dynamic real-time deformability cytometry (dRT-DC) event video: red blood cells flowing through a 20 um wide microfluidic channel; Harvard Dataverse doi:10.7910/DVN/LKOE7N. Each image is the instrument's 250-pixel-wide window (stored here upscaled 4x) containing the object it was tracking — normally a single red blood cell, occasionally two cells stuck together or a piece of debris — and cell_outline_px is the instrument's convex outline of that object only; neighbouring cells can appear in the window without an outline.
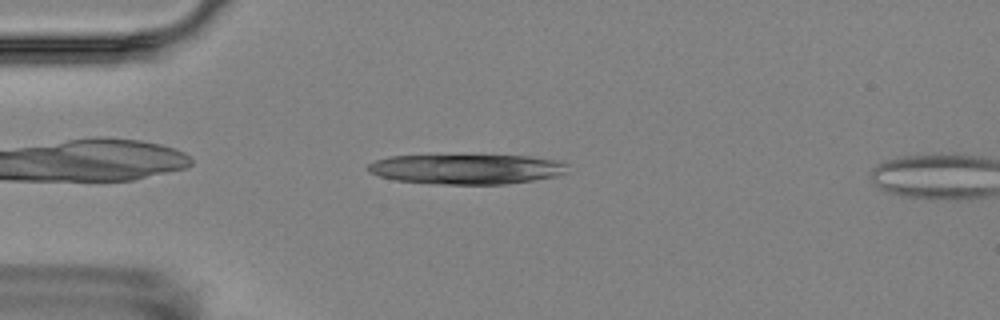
{"species": "Egyptian fruit bat (a non-hibernating species)", "species_latin": "Rousettus aegyptiacus", "temperature_condition": "room temperature", "stored_images_in_passage": 3, "camera_frame_rate_fps": 3000, "um_per_image_px": 0.085, "animal": {"sex": "female"}, "frame": {"image": 1, "passage_image": 2, "time_ms": 1.0, "image_size_px": [1000, 320], "cell_outline_px": [[568, 172], [556, 176], [532, 180], [504, 184], [436, 184], [396, 180], [380, 176], [368, 172], [364, 168], [368, 164], [376, 160], [388, 156], [528, 156], [560, 160], [568, 164]], "centroid_in_image_um": [39.67, 14.37], "position_along_channel_um": 45.3, "area_um2": 34.8}}